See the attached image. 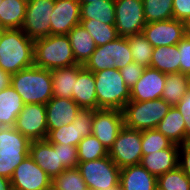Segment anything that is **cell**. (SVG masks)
Here are the masks:
<instances>
[{"label":"cell","mask_w":190,"mask_h":190,"mask_svg":"<svg viewBox=\"0 0 190 190\" xmlns=\"http://www.w3.org/2000/svg\"><path fill=\"white\" fill-rule=\"evenodd\" d=\"M173 18L185 23L190 20V0H173Z\"/></svg>","instance_id":"44"},{"label":"cell","mask_w":190,"mask_h":190,"mask_svg":"<svg viewBox=\"0 0 190 190\" xmlns=\"http://www.w3.org/2000/svg\"><path fill=\"white\" fill-rule=\"evenodd\" d=\"M30 143L14 127L0 130V176L12 177L15 168L29 155Z\"/></svg>","instance_id":"6"},{"label":"cell","mask_w":190,"mask_h":190,"mask_svg":"<svg viewBox=\"0 0 190 190\" xmlns=\"http://www.w3.org/2000/svg\"><path fill=\"white\" fill-rule=\"evenodd\" d=\"M23 106L20 94L11 85L0 91V119L6 127H14Z\"/></svg>","instance_id":"26"},{"label":"cell","mask_w":190,"mask_h":190,"mask_svg":"<svg viewBox=\"0 0 190 190\" xmlns=\"http://www.w3.org/2000/svg\"><path fill=\"white\" fill-rule=\"evenodd\" d=\"M158 190H190V177L177 166L157 177Z\"/></svg>","instance_id":"36"},{"label":"cell","mask_w":190,"mask_h":190,"mask_svg":"<svg viewBox=\"0 0 190 190\" xmlns=\"http://www.w3.org/2000/svg\"><path fill=\"white\" fill-rule=\"evenodd\" d=\"M105 190H122V186L121 184L119 183L118 185L112 187V188H109V189H105Z\"/></svg>","instance_id":"48"},{"label":"cell","mask_w":190,"mask_h":190,"mask_svg":"<svg viewBox=\"0 0 190 190\" xmlns=\"http://www.w3.org/2000/svg\"><path fill=\"white\" fill-rule=\"evenodd\" d=\"M114 68L120 70L133 62L127 37H117L113 40Z\"/></svg>","instance_id":"39"},{"label":"cell","mask_w":190,"mask_h":190,"mask_svg":"<svg viewBox=\"0 0 190 190\" xmlns=\"http://www.w3.org/2000/svg\"><path fill=\"white\" fill-rule=\"evenodd\" d=\"M178 166L190 177V141L180 145Z\"/></svg>","instance_id":"45"},{"label":"cell","mask_w":190,"mask_h":190,"mask_svg":"<svg viewBox=\"0 0 190 190\" xmlns=\"http://www.w3.org/2000/svg\"><path fill=\"white\" fill-rule=\"evenodd\" d=\"M51 186L55 190H88L78 168L65 169L52 179Z\"/></svg>","instance_id":"37"},{"label":"cell","mask_w":190,"mask_h":190,"mask_svg":"<svg viewBox=\"0 0 190 190\" xmlns=\"http://www.w3.org/2000/svg\"><path fill=\"white\" fill-rule=\"evenodd\" d=\"M115 28L118 36L128 37L142 33L147 24L143 0H114Z\"/></svg>","instance_id":"9"},{"label":"cell","mask_w":190,"mask_h":190,"mask_svg":"<svg viewBox=\"0 0 190 190\" xmlns=\"http://www.w3.org/2000/svg\"><path fill=\"white\" fill-rule=\"evenodd\" d=\"M94 110L81 109L72 123L63 125L59 129L51 130L46 140L51 144H65L78 146V143L92 134Z\"/></svg>","instance_id":"11"},{"label":"cell","mask_w":190,"mask_h":190,"mask_svg":"<svg viewBox=\"0 0 190 190\" xmlns=\"http://www.w3.org/2000/svg\"><path fill=\"white\" fill-rule=\"evenodd\" d=\"M92 1H97V0H79L80 3H91Z\"/></svg>","instance_id":"50"},{"label":"cell","mask_w":190,"mask_h":190,"mask_svg":"<svg viewBox=\"0 0 190 190\" xmlns=\"http://www.w3.org/2000/svg\"><path fill=\"white\" fill-rule=\"evenodd\" d=\"M179 50L180 72L190 74V36L187 34L177 43Z\"/></svg>","instance_id":"41"},{"label":"cell","mask_w":190,"mask_h":190,"mask_svg":"<svg viewBox=\"0 0 190 190\" xmlns=\"http://www.w3.org/2000/svg\"><path fill=\"white\" fill-rule=\"evenodd\" d=\"M91 19L115 25L114 0H97L91 3H80V20Z\"/></svg>","instance_id":"27"},{"label":"cell","mask_w":190,"mask_h":190,"mask_svg":"<svg viewBox=\"0 0 190 190\" xmlns=\"http://www.w3.org/2000/svg\"><path fill=\"white\" fill-rule=\"evenodd\" d=\"M67 36L76 63L84 65L96 49L94 39L81 24L76 25Z\"/></svg>","instance_id":"23"},{"label":"cell","mask_w":190,"mask_h":190,"mask_svg":"<svg viewBox=\"0 0 190 190\" xmlns=\"http://www.w3.org/2000/svg\"><path fill=\"white\" fill-rule=\"evenodd\" d=\"M171 106L162 98L148 101L129 100L122 109L124 126L136 129H156Z\"/></svg>","instance_id":"5"},{"label":"cell","mask_w":190,"mask_h":190,"mask_svg":"<svg viewBox=\"0 0 190 190\" xmlns=\"http://www.w3.org/2000/svg\"><path fill=\"white\" fill-rule=\"evenodd\" d=\"M46 190H55V189L51 186L50 188H48Z\"/></svg>","instance_id":"54"},{"label":"cell","mask_w":190,"mask_h":190,"mask_svg":"<svg viewBox=\"0 0 190 190\" xmlns=\"http://www.w3.org/2000/svg\"><path fill=\"white\" fill-rule=\"evenodd\" d=\"M72 99L81 109H98L94 74L81 64L78 65V76L75 80Z\"/></svg>","instance_id":"20"},{"label":"cell","mask_w":190,"mask_h":190,"mask_svg":"<svg viewBox=\"0 0 190 190\" xmlns=\"http://www.w3.org/2000/svg\"><path fill=\"white\" fill-rule=\"evenodd\" d=\"M59 149L60 163L65 169L78 168L77 147L65 144H54Z\"/></svg>","instance_id":"40"},{"label":"cell","mask_w":190,"mask_h":190,"mask_svg":"<svg viewBox=\"0 0 190 190\" xmlns=\"http://www.w3.org/2000/svg\"><path fill=\"white\" fill-rule=\"evenodd\" d=\"M77 154L79 162H87L108 156V149L91 134L78 143Z\"/></svg>","instance_id":"35"},{"label":"cell","mask_w":190,"mask_h":190,"mask_svg":"<svg viewBox=\"0 0 190 190\" xmlns=\"http://www.w3.org/2000/svg\"><path fill=\"white\" fill-rule=\"evenodd\" d=\"M147 23L173 19V0H143Z\"/></svg>","instance_id":"33"},{"label":"cell","mask_w":190,"mask_h":190,"mask_svg":"<svg viewBox=\"0 0 190 190\" xmlns=\"http://www.w3.org/2000/svg\"><path fill=\"white\" fill-rule=\"evenodd\" d=\"M55 0H30L26 6L23 32L32 40L51 35L50 15Z\"/></svg>","instance_id":"10"},{"label":"cell","mask_w":190,"mask_h":190,"mask_svg":"<svg viewBox=\"0 0 190 190\" xmlns=\"http://www.w3.org/2000/svg\"><path fill=\"white\" fill-rule=\"evenodd\" d=\"M50 16L51 35H67L80 24L79 0H55Z\"/></svg>","instance_id":"16"},{"label":"cell","mask_w":190,"mask_h":190,"mask_svg":"<svg viewBox=\"0 0 190 190\" xmlns=\"http://www.w3.org/2000/svg\"><path fill=\"white\" fill-rule=\"evenodd\" d=\"M29 156L51 179L65 170L60 163L59 149L47 140L31 141Z\"/></svg>","instance_id":"18"},{"label":"cell","mask_w":190,"mask_h":190,"mask_svg":"<svg viewBox=\"0 0 190 190\" xmlns=\"http://www.w3.org/2000/svg\"><path fill=\"white\" fill-rule=\"evenodd\" d=\"M10 187H12L10 179L0 176V190H8Z\"/></svg>","instance_id":"47"},{"label":"cell","mask_w":190,"mask_h":190,"mask_svg":"<svg viewBox=\"0 0 190 190\" xmlns=\"http://www.w3.org/2000/svg\"><path fill=\"white\" fill-rule=\"evenodd\" d=\"M145 67L134 61L120 69L124 83L131 88L142 76Z\"/></svg>","instance_id":"42"},{"label":"cell","mask_w":190,"mask_h":190,"mask_svg":"<svg viewBox=\"0 0 190 190\" xmlns=\"http://www.w3.org/2000/svg\"><path fill=\"white\" fill-rule=\"evenodd\" d=\"M166 73L146 67L141 78L130 88V100L148 101L160 99L165 85Z\"/></svg>","instance_id":"17"},{"label":"cell","mask_w":190,"mask_h":190,"mask_svg":"<svg viewBox=\"0 0 190 190\" xmlns=\"http://www.w3.org/2000/svg\"><path fill=\"white\" fill-rule=\"evenodd\" d=\"M77 64L67 35H49L34 40V65L52 70Z\"/></svg>","instance_id":"3"},{"label":"cell","mask_w":190,"mask_h":190,"mask_svg":"<svg viewBox=\"0 0 190 190\" xmlns=\"http://www.w3.org/2000/svg\"><path fill=\"white\" fill-rule=\"evenodd\" d=\"M188 75L181 72L166 74L165 85L161 98L171 107L175 106L189 91Z\"/></svg>","instance_id":"30"},{"label":"cell","mask_w":190,"mask_h":190,"mask_svg":"<svg viewBox=\"0 0 190 190\" xmlns=\"http://www.w3.org/2000/svg\"><path fill=\"white\" fill-rule=\"evenodd\" d=\"M10 181L16 190H46L51 187L52 179L28 155L15 168Z\"/></svg>","instance_id":"13"},{"label":"cell","mask_w":190,"mask_h":190,"mask_svg":"<svg viewBox=\"0 0 190 190\" xmlns=\"http://www.w3.org/2000/svg\"><path fill=\"white\" fill-rule=\"evenodd\" d=\"M142 130L123 126L113 146L108 150L111 160L121 169L140 164L142 154Z\"/></svg>","instance_id":"8"},{"label":"cell","mask_w":190,"mask_h":190,"mask_svg":"<svg viewBox=\"0 0 190 190\" xmlns=\"http://www.w3.org/2000/svg\"><path fill=\"white\" fill-rule=\"evenodd\" d=\"M119 183L122 190H157V177L141 164L121 168Z\"/></svg>","instance_id":"22"},{"label":"cell","mask_w":190,"mask_h":190,"mask_svg":"<svg viewBox=\"0 0 190 190\" xmlns=\"http://www.w3.org/2000/svg\"><path fill=\"white\" fill-rule=\"evenodd\" d=\"M150 67L162 73L180 72V60L178 46L155 47L151 56Z\"/></svg>","instance_id":"28"},{"label":"cell","mask_w":190,"mask_h":190,"mask_svg":"<svg viewBox=\"0 0 190 190\" xmlns=\"http://www.w3.org/2000/svg\"><path fill=\"white\" fill-rule=\"evenodd\" d=\"M156 129L163 133L174 144L186 142V129L182 114L172 106L165 117L158 123Z\"/></svg>","instance_id":"25"},{"label":"cell","mask_w":190,"mask_h":190,"mask_svg":"<svg viewBox=\"0 0 190 190\" xmlns=\"http://www.w3.org/2000/svg\"><path fill=\"white\" fill-rule=\"evenodd\" d=\"M11 86L26 104H46L53 97L50 70L35 65L22 69L11 76Z\"/></svg>","instance_id":"2"},{"label":"cell","mask_w":190,"mask_h":190,"mask_svg":"<svg viewBox=\"0 0 190 190\" xmlns=\"http://www.w3.org/2000/svg\"><path fill=\"white\" fill-rule=\"evenodd\" d=\"M141 142L143 155H148L150 153L157 152L158 150L170 148L174 144L157 129L142 130Z\"/></svg>","instance_id":"38"},{"label":"cell","mask_w":190,"mask_h":190,"mask_svg":"<svg viewBox=\"0 0 190 190\" xmlns=\"http://www.w3.org/2000/svg\"><path fill=\"white\" fill-rule=\"evenodd\" d=\"M8 190H16L15 188H13V187H10Z\"/></svg>","instance_id":"55"},{"label":"cell","mask_w":190,"mask_h":190,"mask_svg":"<svg viewBox=\"0 0 190 190\" xmlns=\"http://www.w3.org/2000/svg\"><path fill=\"white\" fill-rule=\"evenodd\" d=\"M78 63L61 68H54L52 74L53 97L72 99L75 80L78 76Z\"/></svg>","instance_id":"24"},{"label":"cell","mask_w":190,"mask_h":190,"mask_svg":"<svg viewBox=\"0 0 190 190\" xmlns=\"http://www.w3.org/2000/svg\"><path fill=\"white\" fill-rule=\"evenodd\" d=\"M45 107L48 133L72 123L78 111L81 110L73 99L58 97H52Z\"/></svg>","instance_id":"19"},{"label":"cell","mask_w":190,"mask_h":190,"mask_svg":"<svg viewBox=\"0 0 190 190\" xmlns=\"http://www.w3.org/2000/svg\"><path fill=\"white\" fill-rule=\"evenodd\" d=\"M187 35L190 36V20L186 22Z\"/></svg>","instance_id":"49"},{"label":"cell","mask_w":190,"mask_h":190,"mask_svg":"<svg viewBox=\"0 0 190 190\" xmlns=\"http://www.w3.org/2000/svg\"><path fill=\"white\" fill-rule=\"evenodd\" d=\"M98 109L124 108L130 100V88L124 83L120 70L116 68L94 72Z\"/></svg>","instance_id":"4"},{"label":"cell","mask_w":190,"mask_h":190,"mask_svg":"<svg viewBox=\"0 0 190 190\" xmlns=\"http://www.w3.org/2000/svg\"><path fill=\"white\" fill-rule=\"evenodd\" d=\"M124 126L123 113L115 109H96L93 114L92 134L109 150Z\"/></svg>","instance_id":"15"},{"label":"cell","mask_w":190,"mask_h":190,"mask_svg":"<svg viewBox=\"0 0 190 190\" xmlns=\"http://www.w3.org/2000/svg\"><path fill=\"white\" fill-rule=\"evenodd\" d=\"M127 40L133 61L144 66L145 68L150 67L154 47L150 44L146 37L141 33L139 35L128 36Z\"/></svg>","instance_id":"34"},{"label":"cell","mask_w":190,"mask_h":190,"mask_svg":"<svg viewBox=\"0 0 190 190\" xmlns=\"http://www.w3.org/2000/svg\"><path fill=\"white\" fill-rule=\"evenodd\" d=\"M6 126H5V124L1 121V119H0V130L1 129H4Z\"/></svg>","instance_id":"51"},{"label":"cell","mask_w":190,"mask_h":190,"mask_svg":"<svg viewBox=\"0 0 190 190\" xmlns=\"http://www.w3.org/2000/svg\"><path fill=\"white\" fill-rule=\"evenodd\" d=\"M27 3L22 0H2L0 25L4 29H21L25 20Z\"/></svg>","instance_id":"29"},{"label":"cell","mask_w":190,"mask_h":190,"mask_svg":"<svg viewBox=\"0 0 190 190\" xmlns=\"http://www.w3.org/2000/svg\"><path fill=\"white\" fill-rule=\"evenodd\" d=\"M175 107L183 116L186 129V141H190V91L182 97Z\"/></svg>","instance_id":"43"},{"label":"cell","mask_w":190,"mask_h":190,"mask_svg":"<svg viewBox=\"0 0 190 190\" xmlns=\"http://www.w3.org/2000/svg\"><path fill=\"white\" fill-rule=\"evenodd\" d=\"M11 76L0 68V91L11 85Z\"/></svg>","instance_id":"46"},{"label":"cell","mask_w":190,"mask_h":190,"mask_svg":"<svg viewBox=\"0 0 190 190\" xmlns=\"http://www.w3.org/2000/svg\"><path fill=\"white\" fill-rule=\"evenodd\" d=\"M34 65V40L22 29H5L0 38V68L13 75Z\"/></svg>","instance_id":"1"},{"label":"cell","mask_w":190,"mask_h":190,"mask_svg":"<svg viewBox=\"0 0 190 190\" xmlns=\"http://www.w3.org/2000/svg\"><path fill=\"white\" fill-rule=\"evenodd\" d=\"M113 41L96 47L83 67L91 72H99L104 69L114 68Z\"/></svg>","instance_id":"32"},{"label":"cell","mask_w":190,"mask_h":190,"mask_svg":"<svg viewBox=\"0 0 190 190\" xmlns=\"http://www.w3.org/2000/svg\"><path fill=\"white\" fill-rule=\"evenodd\" d=\"M14 128L30 141L46 140L48 135L45 104H26L16 118Z\"/></svg>","instance_id":"12"},{"label":"cell","mask_w":190,"mask_h":190,"mask_svg":"<svg viewBox=\"0 0 190 190\" xmlns=\"http://www.w3.org/2000/svg\"><path fill=\"white\" fill-rule=\"evenodd\" d=\"M188 80H189V91H190V74L188 75Z\"/></svg>","instance_id":"53"},{"label":"cell","mask_w":190,"mask_h":190,"mask_svg":"<svg viewBox=\"0 0 190 190\" xmlns=\"http://www.w3.org/2000/svg\"><path fill=\"white\" fill-rule=\"evenodd\" d=\"M179 148L180 145L173 144L170 148L143 155L140 164L156 177L163 175L178 166Z\"/></svg>","instance_id":"21"},{"label":"cell","mask_w":190,"mask_h":190,"mask_svg":"<svg viewBox=\"0 0 190 190\" xmlns=\"http://www.w3.org/2000/svg\"><path fill=\"white\" fill-rule=\"evenodd\" d=\"M78 169L88 190H105L119 184L121 169L109 155L93 161L79 162Z\"/></svg>","instance_id":"7"},{"label":"cell","mask_w":190,"mask_h":190,"mask_svg":"<svg viewBox=\"0 0 190 190\" xmlns=\"http://www.w3.org/2000/svg\"><path fill=\"white\" fill-rule=\"evenodd\" d=\"M4 30L5 29L0 25V38H1V35L3 34Z\"/></svg>","instance_id":"52"},{"label":"cell","mask_w":190,"mask_h":190,"mask_svg":"<svg viewBox=\"0 0 190 190\" xmlns=\"http://www.w3.org/2000/svg\"><path fill=\"white\" fill-rule=\"evenodd\" d=\"M142 34L155 48L176 45L186 34V23L177 19L147 23Z\"/></svg>","instance_id":"14"},{"label":"cell","mask_w":190,"mask_h":190,"mask_svg":"<svg viewBox=\"0 0 190 190\" xmlns=\"http://www.w3.org/2000/svg\"><path fill=\"white\" fill-rule=\"evenodd\" d=\"M80 24L91 34L96 47L115 40L118 36L115 25L105 24L98 20H80Z\"/></svg>","instance_id":"31"}]
</instances>
